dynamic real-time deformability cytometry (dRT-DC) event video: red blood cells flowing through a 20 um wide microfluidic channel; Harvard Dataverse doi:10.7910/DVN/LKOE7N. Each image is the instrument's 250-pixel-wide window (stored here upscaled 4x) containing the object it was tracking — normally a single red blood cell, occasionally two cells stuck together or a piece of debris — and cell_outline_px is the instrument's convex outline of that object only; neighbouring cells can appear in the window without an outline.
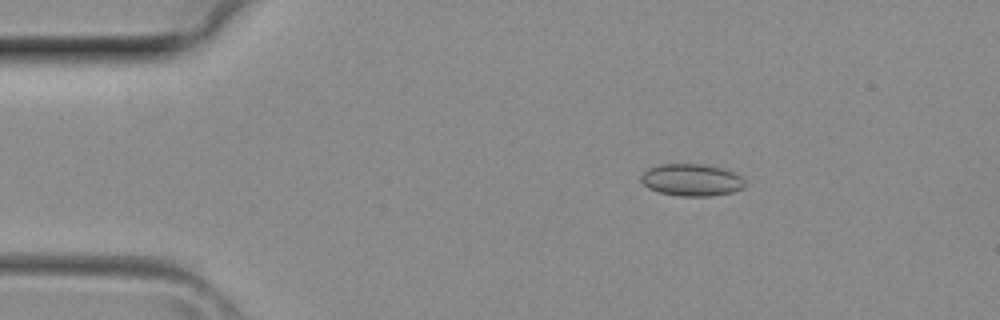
{"species": "common noctule bat (a hibernating species)", "species_latin": "Nyctalus noctula", "temperature_condition": "room temperature", "stored_images_in_passage": 40, "camera_frame_rate_fps": 3000, "um_per_image_px": 0.085, "animal": {"sex": "female", "body_mass_g": 29.2, "forearm_length_mm": 56.3}, "frame": {"image": 1, "passage_image": 7, "time_ms": 2.0, "image_size_px": [1000, 320], "cell_outline_px": [[744, 188], [732, 192], [712, 196], [680, 196], [660, 192], [648, 188], [640, 180], [640, 176], [648, 168], [660, 164], [704, 164], [736, 172], [744, 180]], "centroid_in_image_um": [58.79, 15.29], "position_along_channel_um": 26.2, "area_um2": 19.48}}
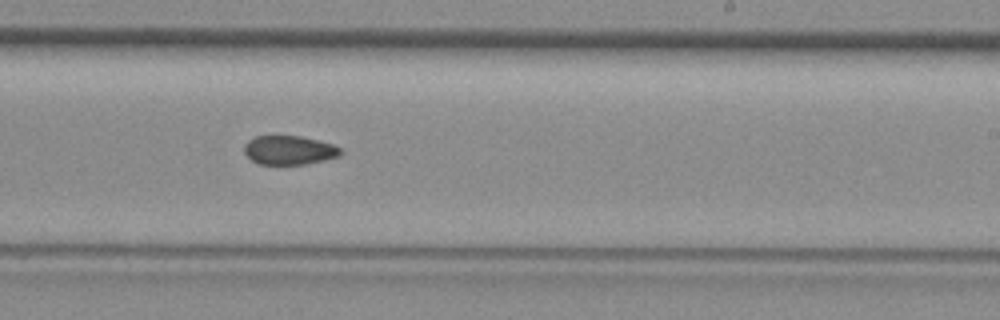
{"frame": {"image": 2, "passage_image": 24, "time_ms": 7.667, "image_size_px": [1000, 320], "cell_outline_px": [[344, 152], [340, 156], [324, 160], [304, 164], [260, 164], [252, 160], [244, 152], [244, 144], [248, 140], [256, 136], [300, 136], [320, 140], [332, 144], [340, 148]], "centroid_in_image_um": [24.6, 12.75], "position_along_channel_um": 264.4, "area_um2": 16.3}}
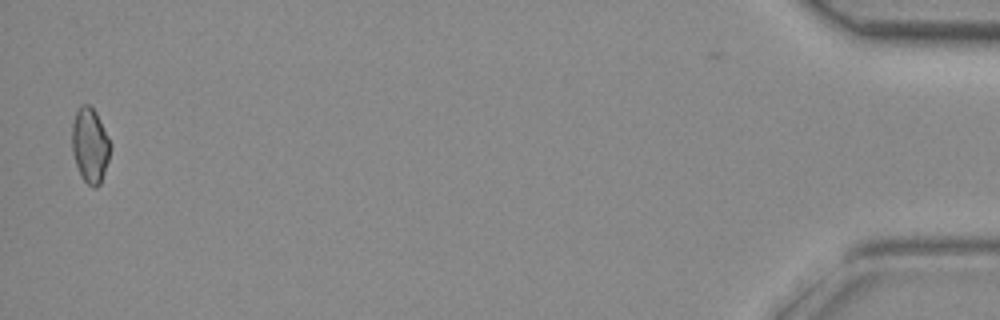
{"frame": {"image": 3, "passage_image": 39, "time_ms": 12.667, "image_size_px": [1000, 320], "cell_outline_px": [[112, 144], [108, 160], [100, 184], [96, 188], [92, 188], [80, 176], [72, 152], [72, 124], [76, 112], [80, 104], [88, 104], [96, 112]], "centroid_in_image_um": [7.65, 12.35], "position_along_channel_um": 427.5, "area_um2": 16.82}}